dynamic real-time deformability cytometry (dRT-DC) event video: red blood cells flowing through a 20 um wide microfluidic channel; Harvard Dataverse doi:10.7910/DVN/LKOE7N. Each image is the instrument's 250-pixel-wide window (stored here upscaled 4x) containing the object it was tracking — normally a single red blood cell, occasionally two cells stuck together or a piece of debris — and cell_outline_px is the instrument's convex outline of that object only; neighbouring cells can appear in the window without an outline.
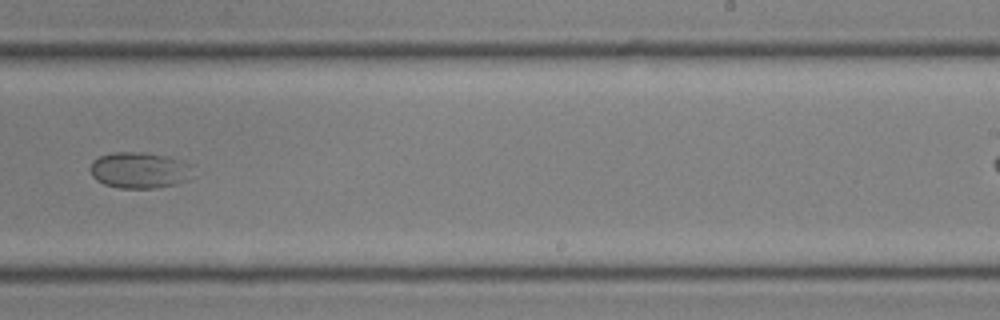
{"species": "common noctule bat (a hibernating species)", "species_latin": "Nyctalus noctula", "temperature_condition": "room temperature", "stored_images_in_passage": 25, "camera_frame_rate_fps": 3000, "um_per_image_px": 0.085, "animal": {"sex": "male", "body_mass_g": 19.0, "forearm_length_mm": 50.8}, "frame": {"image": 1, "passage_image": 15, "time_ms": 4.667, "image_size_px": [1000, 320], "cell_outline_px": [[188, 180], [176, 184], [152, 188], [120, 188], [104, 184], [96, 180], [92, 176], [88, 168], [92, 160], [100, 156], [112, 152], [144, 152], [168, 156], [180, 160], [188, 164]], "centroid_in_image_um": [11.75, 14.46], "position_along_channel_um": 277.2, "area_um2": 21.5}}